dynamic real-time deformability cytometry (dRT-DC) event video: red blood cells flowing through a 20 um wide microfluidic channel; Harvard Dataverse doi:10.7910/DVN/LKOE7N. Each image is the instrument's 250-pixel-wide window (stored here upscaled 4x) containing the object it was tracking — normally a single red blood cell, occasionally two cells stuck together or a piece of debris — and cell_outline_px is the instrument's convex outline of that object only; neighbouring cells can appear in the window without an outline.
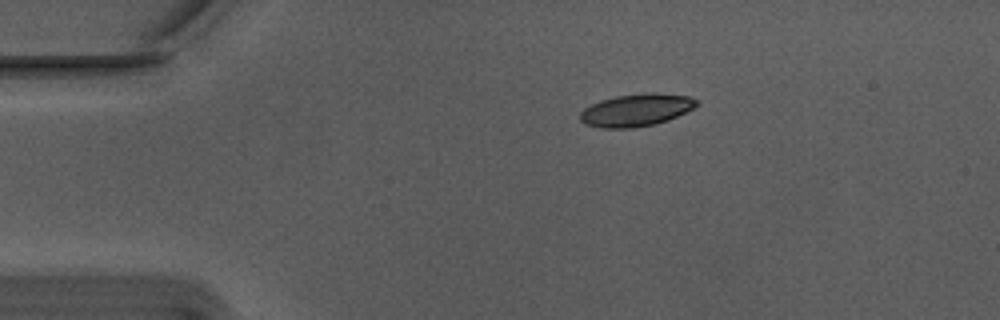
{"species": "Egyptian fruit bat (a non-hibernating species)", "species_latin": "Rousettus aegyptiacus", "temperature_condition": "warm", "stored_images_in_passage": 11, "camera_frame_rate_fps": 3000, "um_per_image_px": 0.085, "animal": {"sex": "male"}, "frame": {"image": 1, "passage_image": 1, "time_ms": 0.0, "image_size_px": [1000, 320], "cell_outline_px": [[700, 104], [668, 120], [652, 124], [632, 128], [600, 128], [584, 124], [580, 120], [580, 112], [584, 108], [600, 100], [616, 96], [652, 92], [656, 92], [688, 96], [700, 100]], "centroid_in_image_um": [54.07, 9.35], "position_along_channel_um": 30.9, "area_um2": 22.02}}
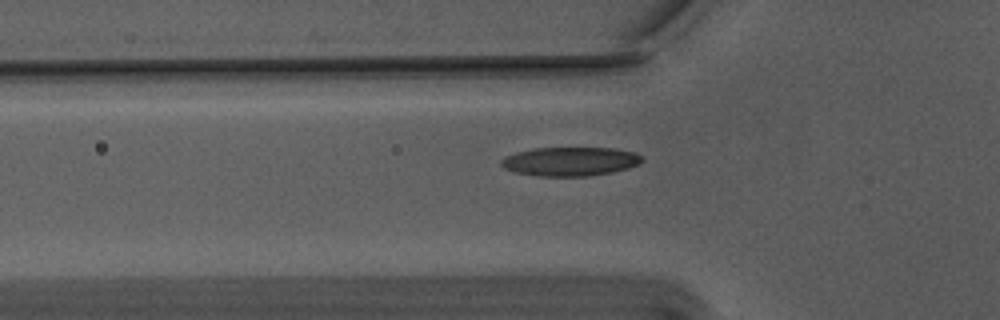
{"frame": {"image": 2, "passage_image": 9, "time_ms": 2.667, "image_size_px": [1000, 320], "cell_outline_px": [[644, 160], [628, 168], [612, 172], [588, 176], [540, 176], [512, 172], [504, 168], [500, 164], [500, 160], [504, 156], [516, 152], [532, 148], [612, 148], [632, 152], [644, 156]], "centroid_in_image_um": [48.42, 13.72], "position_along_channel_um": 77.4, "area_um2": 23.81}}